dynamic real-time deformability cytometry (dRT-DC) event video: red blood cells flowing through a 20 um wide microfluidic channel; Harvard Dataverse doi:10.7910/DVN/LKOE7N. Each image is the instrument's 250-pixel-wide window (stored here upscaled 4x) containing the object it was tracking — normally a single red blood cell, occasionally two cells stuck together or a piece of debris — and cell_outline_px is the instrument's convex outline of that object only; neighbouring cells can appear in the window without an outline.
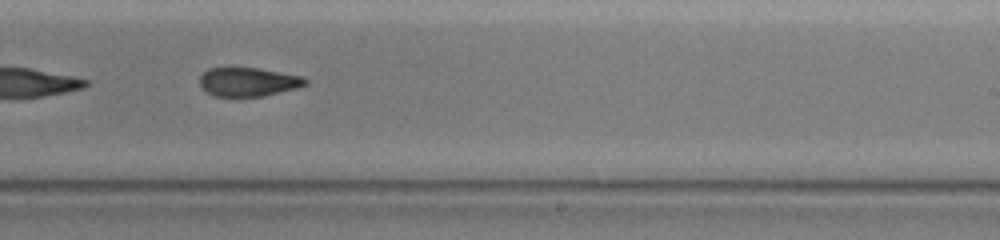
{"species": "common noctule bat (a hibernating species)", "species_latin": "Nyctalus noctula", "temperature_condition": "warm", "stored_images_in_passage": 29, "camera_frame_rate_fps": 3000, "um_per_image_px": 0.085, "animal": {"sex": "female", "body_mass_g": 19.5, "forearm_length_mm": 54.1}, "frame": {"image": 1, "passage_image": 21, "time_ms": 6.667, "image_size_px": [1000, 240], "cell_outline_px": [[308, 84], [296, 88], [264, 96], [216, 96], [208, 92], [200, 84], [200, 76], [208, 68], [260, 68], [300, 76], [308, 80]], "centroid_in_image_um": [21.12, 6.95], "position_along_channel_um": 267.9, "area_um2": 17.51}}